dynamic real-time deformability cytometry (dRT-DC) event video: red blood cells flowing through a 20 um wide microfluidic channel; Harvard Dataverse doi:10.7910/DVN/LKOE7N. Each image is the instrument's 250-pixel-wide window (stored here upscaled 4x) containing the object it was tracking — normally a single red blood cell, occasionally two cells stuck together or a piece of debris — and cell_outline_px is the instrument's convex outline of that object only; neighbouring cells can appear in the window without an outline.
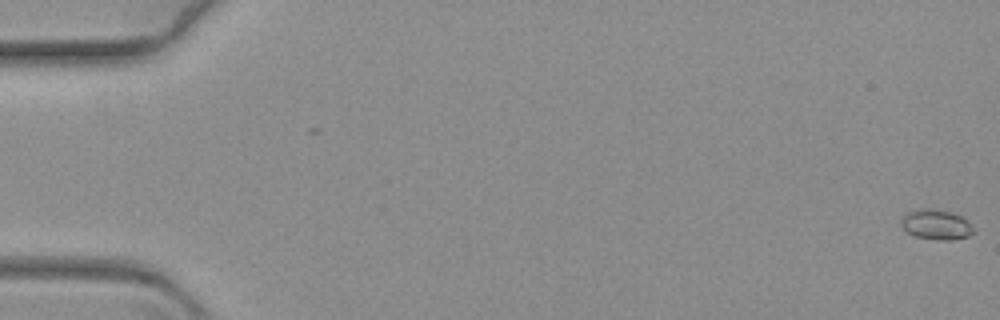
{"species": "common noctule bat (a hibernating species)", "species_latin": "Nyctalus noctula", "temperature_condition": "warm", "stored_images_in_passage": 33, "camera_frame_rate_fps": 3000, "um_per_image_px": 0.085, "animal": {"sex": "female", "body_mass_g": 19.3, "forearm_length_mm": 54.1}, "frame": {"image": 1, "passage_image": 1, "time_ms": 0.0, "image_size_px": [1000, 320], "cell_outline_px": [[976, 232], [968, 236], [952, 240], [936, 240], [916, 236], [908, 232], [904, 228], [904, 216], [908, 212], [924, 208], [932, 208], [948, 212], [960, 216], [968, 220]], "centroid_in_image_um": [79.65, 19.1], "position_along_channel_um": 5.3, "area_um2": 12.37}}
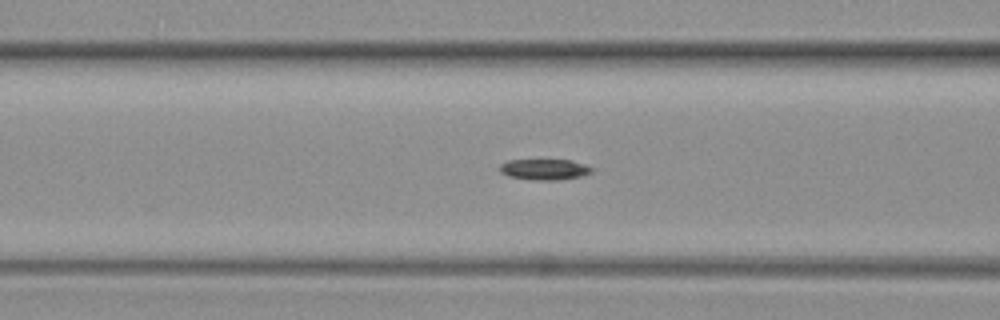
{"frame": {"image": 2, "passage_image": 28, "time_ms": 9.0, "image_size_px": [1000, 320], "cell_outline_px": [[592, 172], [580, 176], [556, 180], [532, 180], [508, 176], [500, 172], [496, 168], [500, 164], [508, 160], [572, 160], [584, 164], [592, 168]], "centroid_in_image_um": [46.21, 14.39], "position_along_channel_um": 120.4, "area_um2": 11.21}}
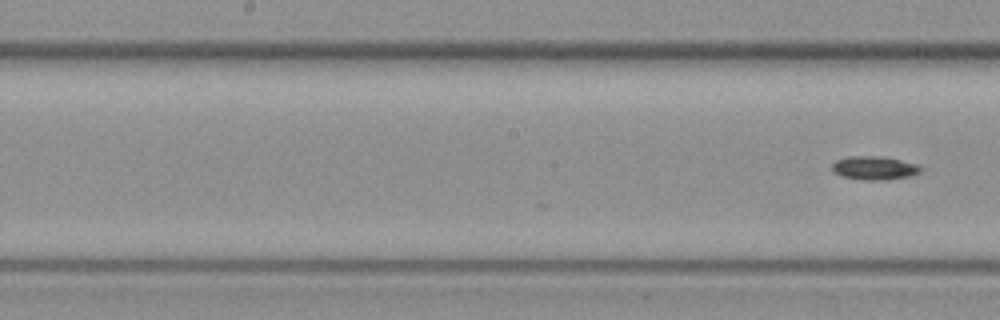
{"frame": {"image": 3, "passage_image": 33, "time_ms": 10.667, "image_size_px": [1000, 320], "cell_outline_px": [[924, 168], [920, 172], [908, 176], [888, 180], [864, 180], [840, 176], [832, 172], [832, 164], [836, 160], [848, 156], [880, 156], [900, 160], [916, 164]], "centroid_in_image_um": [74.29, 14.28], "position_along_channel_um": 173.9, "area_um2": 12.25}}